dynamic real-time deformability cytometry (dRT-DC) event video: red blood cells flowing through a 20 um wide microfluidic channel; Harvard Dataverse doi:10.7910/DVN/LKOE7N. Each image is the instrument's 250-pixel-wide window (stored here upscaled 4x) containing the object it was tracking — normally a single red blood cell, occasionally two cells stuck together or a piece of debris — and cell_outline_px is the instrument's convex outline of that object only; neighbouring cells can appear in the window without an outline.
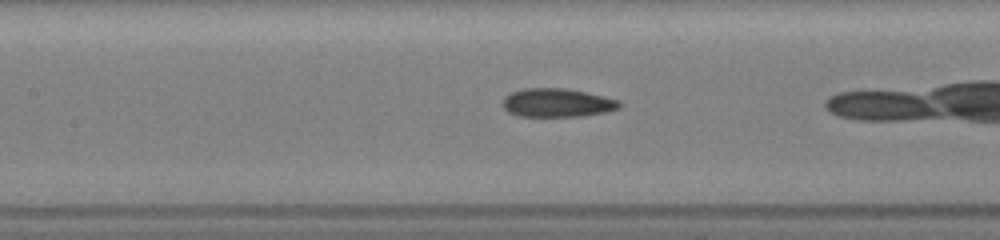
{"species": "common noctule bat (a hibernating species)", "species_latin": "Nyctalus noctula", "temperature_condition": "room temperature", "stored_images_in_passage": 35, "camera_frame_rate_fps": 3000, "um_per_image_px": 0.085, "animal": {"sex": "female", "body_mass_g": 19.5, "forearm_length_mm": 54.1}, "frame": {"image": 1, "passage_image": 19, "time_ms": 6.667, "image_size_px": [1000, 240], "cell_outline_px": [[620, 108], [604, 112], [580, 116], [520, 116], [508, 112], [504, 108], [504, 96], [512, 92], [524, 88], [568, 88], [620, 100]], "centroid_in_image_um": [47.36, 8.72], "position_along_channel_um": 160.0, "area_um2": 19.31}}
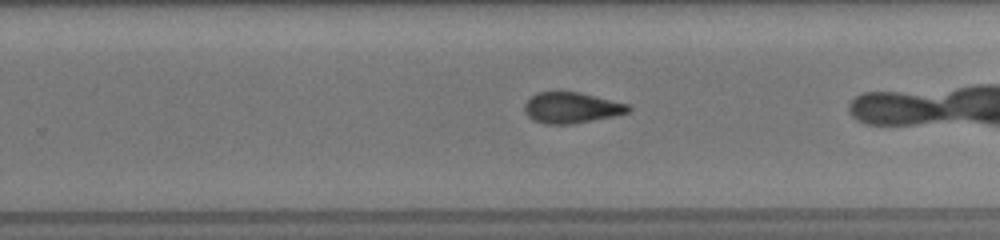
{"frame": {"image": 2, "passage_image": 29, "time_ms": 9.667, "image_size_px": [1000, 240], "cell_outline_px": [[632, 108], [628, 112], [572, 124], [544, 124], [532, 120], [528, 116], [524, 108], [524, 104], [536, 92], [580, 92], [628, 104]], "centroid_in_image_um": [48.53, 9.15], "position_along_channel_um": 281.3, "area_um2": 18.44}}
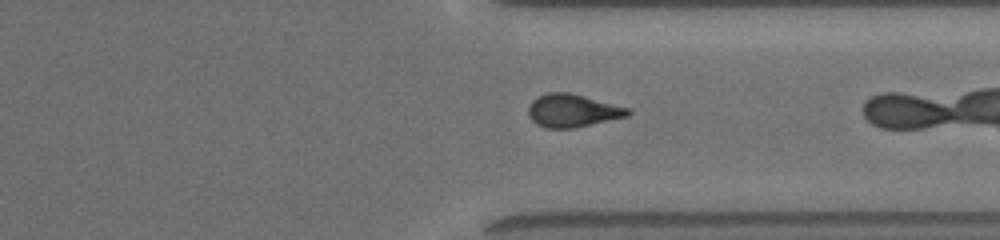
{"frame": {"image": 3, "passage_image": 34, "time_ms": 11.667, "image_size_px": [1000, 240], "cell_outline_px": [[632, 112], [628, 116], [576, 128], [544, 128], [536, 124], [528, 116], [528, 108], [532, 100], [536, 96], [548, 92], [568, 92], [584, 96], [628, 108]], "centroid_in_image_um": [48.63, 9.41], "position_along_channel_um": 362.8, "area_um2": 19.19}}